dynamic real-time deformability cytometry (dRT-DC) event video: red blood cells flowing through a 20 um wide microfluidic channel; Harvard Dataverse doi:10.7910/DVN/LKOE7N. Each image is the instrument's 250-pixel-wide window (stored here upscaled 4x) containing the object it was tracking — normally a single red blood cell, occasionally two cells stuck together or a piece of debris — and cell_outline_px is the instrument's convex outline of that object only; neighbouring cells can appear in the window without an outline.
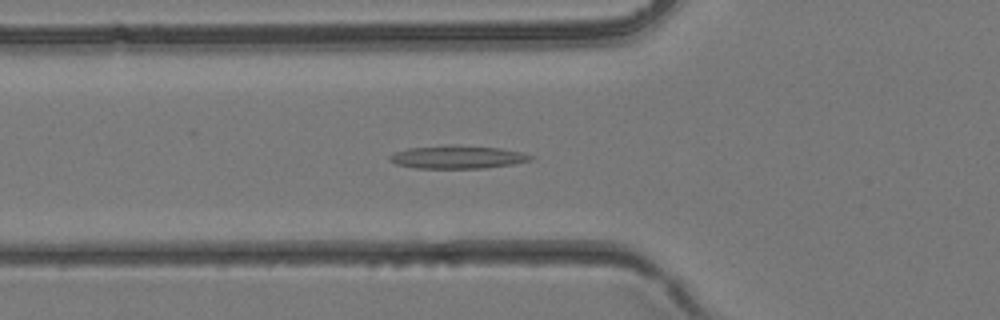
{"species": "common noctule bat (a hibernating species)", "species_latin": "Nyctalus noctula", "temperature_condition": "room temperature", "stored_images_in_passage": 32, "camera_frame_rate_fps": 3000, "um_per_image_px": 0.085, "animal": {"sex": "female", "body_mass_g": 24.6, "forearm_length_mm": 56.2}, "frame": {"image": 1, "passage_image": 7, "time_ms": 2.0, "image_size_px": [1000, 320], "cell_outline_px": [[532, 160], [512, 164], [484, 168], [416, 168], [396, 164], [388, 160], [388, 156], [396, 152], [408, 148], [500, 148], [524, 152], [532, 156]], "centroid_in_image_um": [38.9, 13.41], "position_along_channel_um": 86.9, "area_um2": 17.69}}
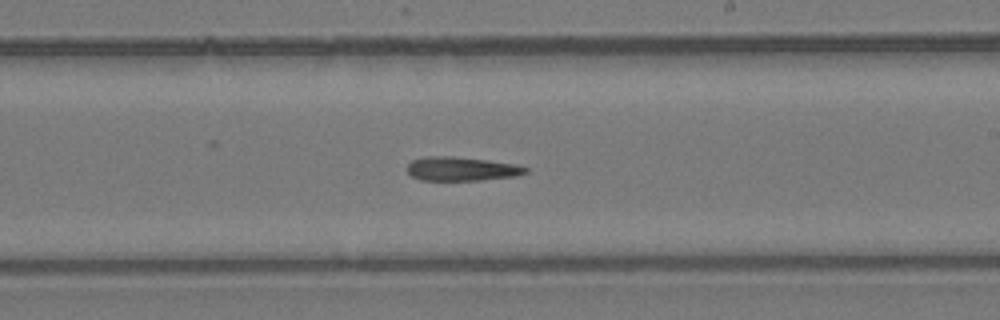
{"frame": {"image": 2, "passage_image": 16, "time_ms": 5.0, "image_size_px": [1000, 320], "cell_outline_px": [[528, 172], [516, 176], [480, 180], [420, 180], [412, 176], [408, 172], [408, 164], [412, 160], [428, 156], [452, 156], [488, 160], [516, 164], [528, 168]], "centroid_in_image_um": [39.25, 14.35], "position_along_channel_um": 249.8, "area_um2": 16.47}}
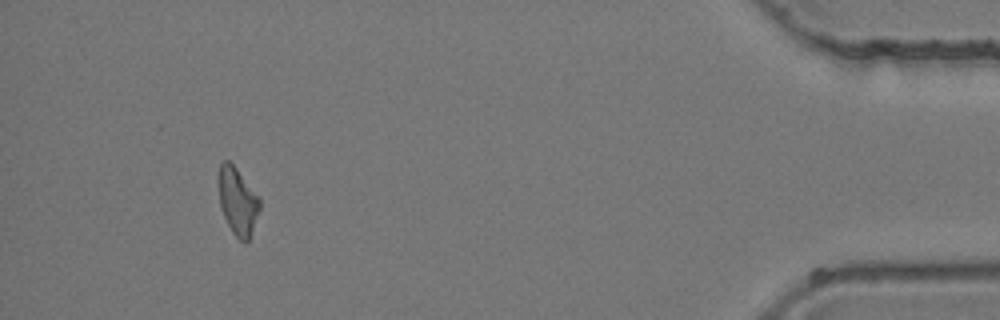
{"frame": {"image": 3, "passage_image": 29, "time_ms": 9.333, "image_size_px": [1000, 320], "cell_outline_px": [[260, 208], [248, 240], [244, 244], [232, 232], [224, 216], [220, 204], [216, 180], [216, 176], [220, 164], [224, 160], [228, 160], [236, 168], [260, 196]], "centroid_in_image_um": [20.17, 17.05], "position_along_channel_um": 415.0, "area_um2": 16.36}}